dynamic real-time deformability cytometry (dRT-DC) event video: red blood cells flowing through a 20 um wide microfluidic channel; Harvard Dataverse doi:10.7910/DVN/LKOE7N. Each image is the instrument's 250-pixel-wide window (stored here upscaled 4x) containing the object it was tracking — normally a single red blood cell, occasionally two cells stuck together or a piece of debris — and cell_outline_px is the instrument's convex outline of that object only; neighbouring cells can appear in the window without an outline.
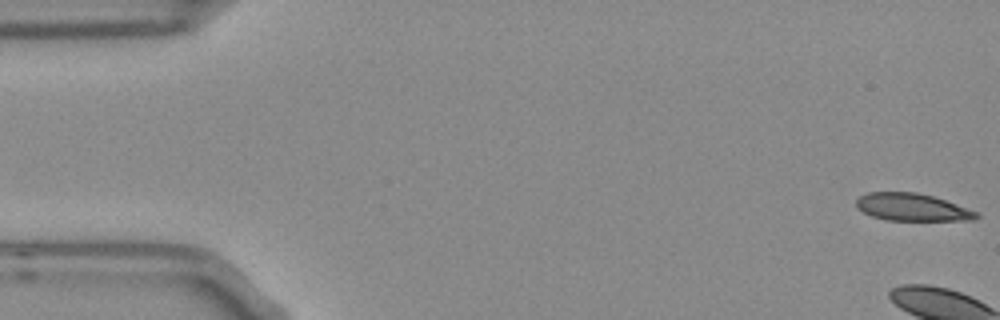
{"species": "Egyptian fruit bat (a non-hibernating species)", "species_latin": "Rousettus aegyptiacus", "temperature_condition": "room temperature", "stored_images_in_passage": 5, "camera_frame_rate_fps": 3000, "um_per_image_px": 0.085, "frame": {"image": 1, "passage_image": 1, "time_ms": 0.0, "image_size_px": [1000, 320], "cell_outline_px": [[980, 216], [972, 220], [888, 220], [872, 216], [856, 208], [856, 200], [860, 196], [868, 192], [916, 192], [932, 196], [944, 200], [976, 212]], "centroid_in_image_um": [77.47, 17.61], "position_along_channel_um": 7.5, "area_um2": 18.9}}